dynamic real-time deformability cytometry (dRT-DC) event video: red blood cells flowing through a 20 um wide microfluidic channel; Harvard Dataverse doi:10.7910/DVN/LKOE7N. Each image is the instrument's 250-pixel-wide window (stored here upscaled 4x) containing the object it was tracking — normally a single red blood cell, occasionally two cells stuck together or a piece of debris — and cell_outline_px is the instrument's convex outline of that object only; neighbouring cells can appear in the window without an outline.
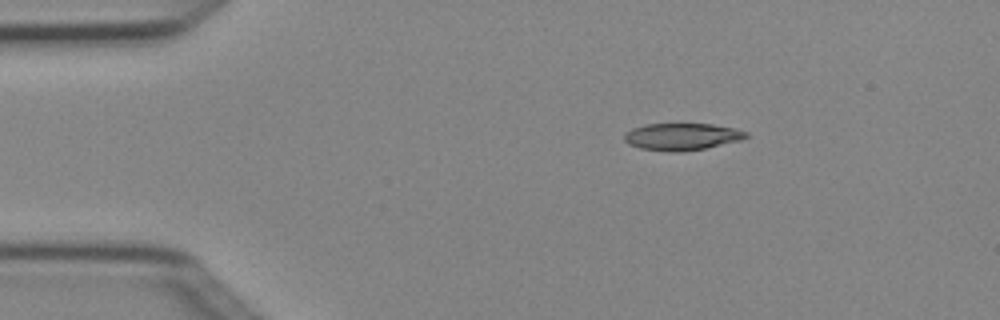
{"species": "Egyptian fruit bat (a non-hibernating species)", "species_latin": "Rousettus aegyptiacus", "temperature_condition": "cold", "stored_images_in_passage": 4, "camera_frame_rate_fps": 3000, "um_per_image_px": 0.085, "animal": {"sex": "female"}, "frame": {"image": 1, "passage_image": 1, "time_ms": 0.0, "image_size_px": [1000, 320], "cell_outline_px": [[748, 136], [740, 140], [704, 148], [680, 152], [672, 152], [640, 148], [628, 144], [624, 140], [624, 132], [632, 128], [644, 124], [712, 124], [732, 128], [748, 132]], "centroid_in_image_um": [57.9, 11.61], "position_along_channel_um": 27.1, "area_um2": 19.07}}
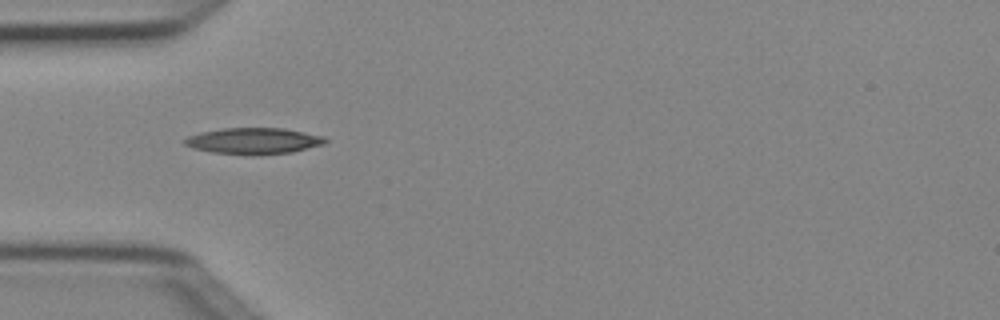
{"frame": {"image": 2, "passage_image": 3, "time_ms": 0.667, "image_size_px": [1000, 320], "cell_outline_px": [[328, 144], [292, 152], [260, 156], [252, 156], [212, 152], [192, 148], [184, 144], [184, 140], [188, 136], [200, 132], [224, 128], [284, 128], [324, 136], [328, 140]], "centroid_in_image_um": [21.61, 11.99], "position_along_channel_um": 63.4, "area_um2": 21.96}}
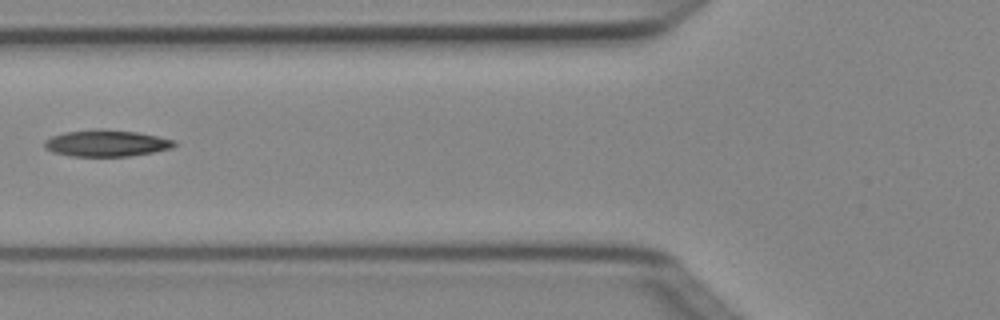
{"frame": {"image": 3, "passage_image": 4, "time_ms": 1.0, "image_size_px": [1000, 320], "cell_outline_px": [[176, 144], [172, 148], [152, 152], [128, 156], [72, 156], [52, 152], [44, 148], [44, 140], [52, 136], [64, 132], [96, 128], [104, 128], [136, 132], [176, 140]], "centroid_in_image_um": [9.01, 12.16], "position_along_channel_um": 116.8, "area_um2": 20.23}}